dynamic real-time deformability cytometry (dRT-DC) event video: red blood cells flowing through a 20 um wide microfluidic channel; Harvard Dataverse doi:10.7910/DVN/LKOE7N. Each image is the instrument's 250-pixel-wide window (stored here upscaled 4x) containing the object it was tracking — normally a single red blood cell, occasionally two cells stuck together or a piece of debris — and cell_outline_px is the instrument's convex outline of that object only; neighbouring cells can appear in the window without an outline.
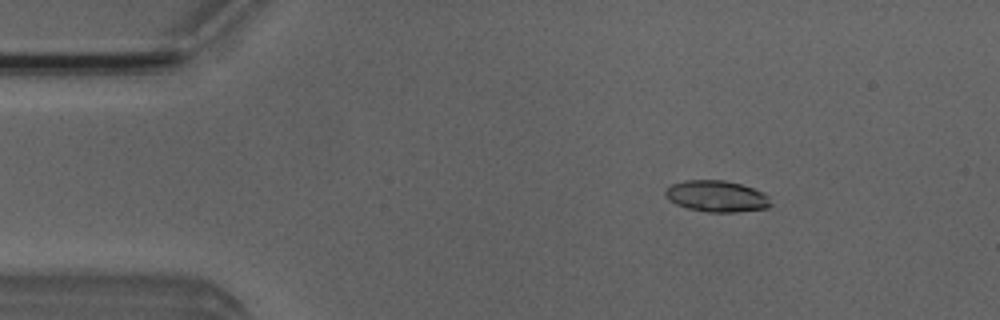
{"species": "Egyptian fruit bat (a non-hibernating species)", "species_latin": "Rousettus aegyptiacus", "temperature_condition": "room temperature", "stored_images_in_passage": 8, "camera_frame_rate_fps": 3000, "um_per_image_px": 0.085, "animal": {"sex": "male"}, "frame": {"image": 1, "passage_image": 3, "time_ms": 2.333, "image_size_px": [1000, 320], "cell_outline_px": [[772, 204], [768, 208], [736, 212], [708, 212], [688, 208], [676, 204], [668, 200], [664, 196], [664, 192], [672, 184], [684, 180], [724, 180], [740, 184], [764, 192], [768, 196]], "centroid_in_image_um": [60.91, 16.68], "position_along_channel_um": 24.1, "area_um2": 19.31}}